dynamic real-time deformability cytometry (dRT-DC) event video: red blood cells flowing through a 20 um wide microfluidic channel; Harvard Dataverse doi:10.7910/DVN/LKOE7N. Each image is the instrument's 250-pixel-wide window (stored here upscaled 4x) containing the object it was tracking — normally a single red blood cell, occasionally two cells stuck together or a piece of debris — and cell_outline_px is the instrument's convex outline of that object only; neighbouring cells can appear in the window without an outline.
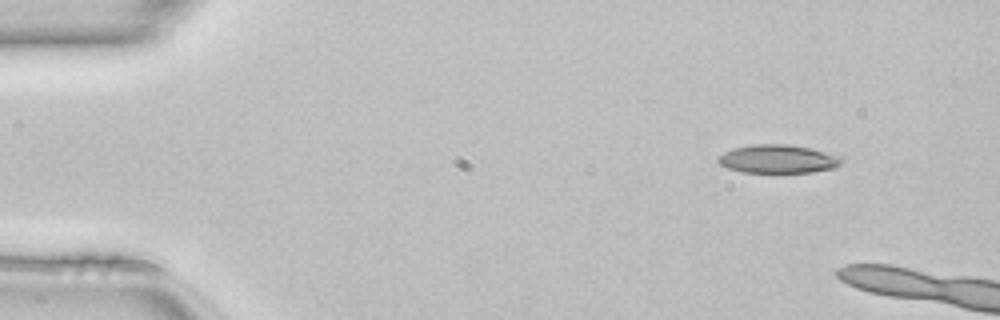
{"species": "common noctule bat (a hibernating species)", "species_latin": "Nyctalus noctula", "temperature_condition": "room temperature", "stored_images_in_passage": 2, "camera_frame_rate_fps": 3000, "um_per_image_px": 0.085, "animal": {"sex": "female", "body_mass_g": 22.7, "forearm_length_mm": 54.2}, "frame": {"image": 1, "passage_image": 1, "time_ms": 0.0, "image_size_px": [1000, 320], "cell_outline_px": [[828, 164], [820, 168], [800, 172], [760, 172], [740, 168], [752, 148], [796, 148], [812, 152], [820, 156]], "centroid_in_image_um": [66.49, 13.63], "position_along_channel_um": 18.5, "area_um2": 12.2}}